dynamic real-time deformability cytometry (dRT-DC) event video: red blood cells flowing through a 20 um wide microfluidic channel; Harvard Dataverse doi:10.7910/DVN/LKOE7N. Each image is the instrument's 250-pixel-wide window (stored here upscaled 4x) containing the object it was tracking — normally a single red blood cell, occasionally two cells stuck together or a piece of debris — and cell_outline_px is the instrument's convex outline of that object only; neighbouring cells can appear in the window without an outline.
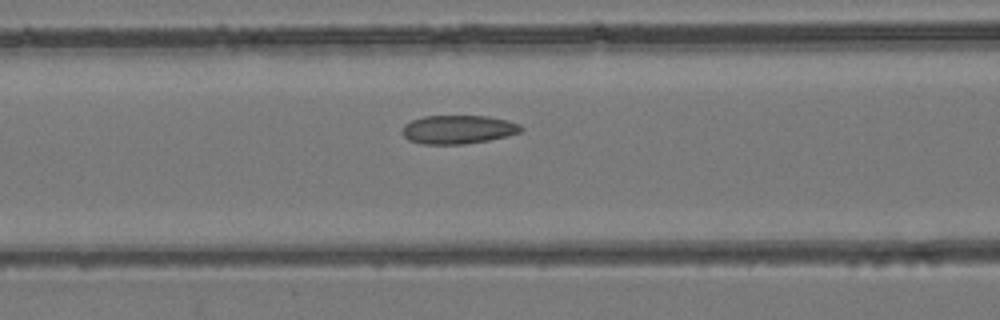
{"species": "common noctule bat (a hibernating species)", "species_latin": "Nyctalus noctula", "temperature_condition": "room temperature", "stored_images_in_passage": 12, "camera_frame_rate_fps": 3000, "um_per_image_px": 0.085, "animal": {"sex": "female", "body_mass_g": 24.6, "forearm_length_mm": 56.2}, "frame": {"image": 1, "passage_image": 6, "time_ms": 1.667, "image_size_px": [1000, 320], "cell_outline_px": [[524, 128], [520, 132], [508, 136], [488, 140], [464, 144], [420, 144], [408, 140], [404, 136], [404, 124], [412, 120], [424, 116], [488, 116], [520, 124]], "centroid_in_image_um": [38.94, 11.01], "position_along_channel_um": 127.7, "area_um2": 19.71}}
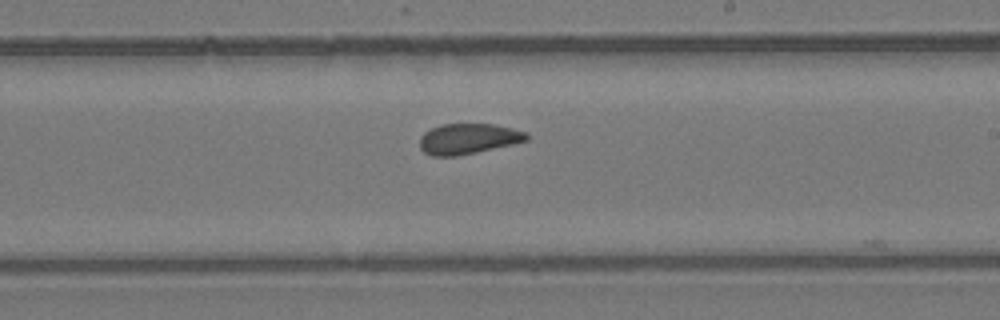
{"frame": {"image": 2, "passage_image": 11, "time_ms": 3.333, "image_size_px": [1000, 320], "cell_outline_px": [[528, 140], [512, 144], [476, 152], [456, 156], [432, 156], [424, 152], [420, 148], [420, 136], [424, 132], [440, 124], [492, 124], [512, 128], [528, 132]], "centroid_in_image_um": [39.78, 11.79], "position_along_channel_um": 249.2, "area_um2": 18.96}}